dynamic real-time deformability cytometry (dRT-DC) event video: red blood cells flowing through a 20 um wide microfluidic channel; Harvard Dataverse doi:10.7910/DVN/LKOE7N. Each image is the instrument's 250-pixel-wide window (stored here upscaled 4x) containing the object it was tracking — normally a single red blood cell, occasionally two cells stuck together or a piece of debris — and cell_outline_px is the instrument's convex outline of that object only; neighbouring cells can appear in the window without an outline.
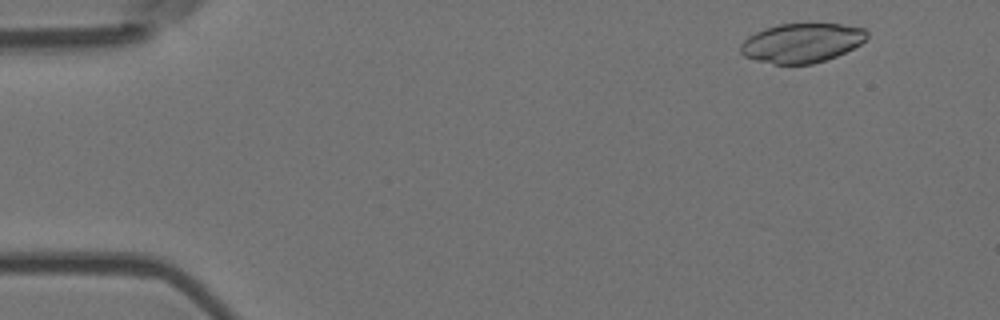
{"species": "Egyptian fruit bat (a non-hibernating species)", "species_latin": "Rousettus aegyptiacus", "temperature_condition": "room temperature", "stored_images_in_passage": 3, "camera_frame_rate_fps": 3000, "um_per_image_px": 0.085, "animal": {"sex": "female"}, "frame": {"image": 1, "passage_image": 1, "time_ms": 0.0, "image_size_px": [1000, 320], "cell_outline_px": [[868, 36], [860, 44], [836, 56], [812, 64], [772, 64], [756, 60], [744, 56], [740, 52], [740, 44], [748, 36], [764, 28], [780, 24], [840, 24], [864, 28], [868, 32]], "centroid_in_image_um": [68.12, 3.65], "position_along_channel_um": 16.9, "area_um2": 28.84}}